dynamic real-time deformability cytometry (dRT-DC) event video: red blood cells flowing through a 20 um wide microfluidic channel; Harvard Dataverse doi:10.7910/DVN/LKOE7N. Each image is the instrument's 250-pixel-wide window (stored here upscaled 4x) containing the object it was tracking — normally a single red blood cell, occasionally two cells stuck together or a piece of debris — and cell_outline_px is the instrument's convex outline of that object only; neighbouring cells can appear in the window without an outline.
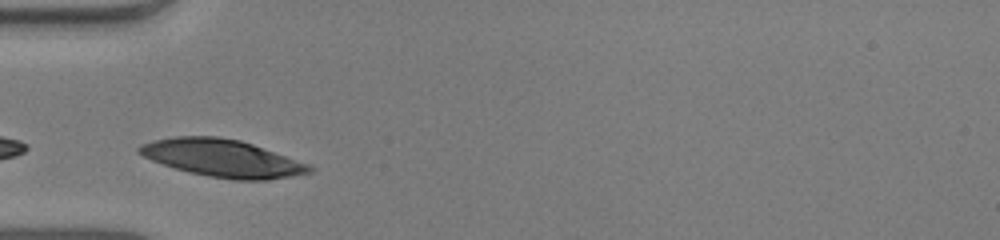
{"species": "human", "species_latin": "Homo sapiens", "temperature_condition": "warm", "stored_images_in_passage": 22, "camera_frame_rate_fps": 3000, "um_per_image_px": 0.085, "donor": {"sex": "male"}, "frame": {"image": 1, "passage_image": 1, "time_ms": 0.0, "image_size_px": [1000, 240], "cell_outline_px": [[312, 172], [292, 176], [268, 180], [232, 180], [208, 176], [188, 172], [152, 160], [136, 152], [136, 148], [140, 144], [156, 140], [176, 136], [220, 136], [240, 140], [252, 144], [308, 164], [312, 168]], "centroid_in_image_um": [18.87, 13.44], "position_along_channel_um": 66.1, "area_um2": 36.88}}
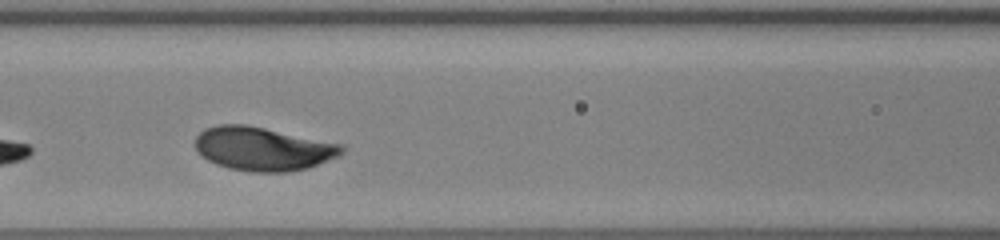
{"frame": {"image": 2, "passage_image": 7, "time_ms": 2.0, "image_size_px": [1000, 240], "cell_outline_px": [[344, 152], [340, 156], [308, 168], [288, 172], [252, 172], [228, 168], [216, 164], [200, 156], [196, 152], [196, 136], [204, 128], [216, 124], [244, 124], [344, 144]], "centroid_in_image_um": [22.35, 12.65], "position_along_channel_um": 144.3, "area_um2": 37.57}}
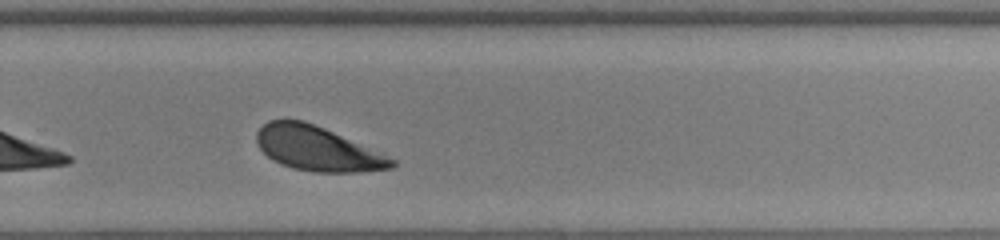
{"frame": {"image": 3, "passage_image": 19, "time_ms": 6.0, "image_size_px": [1000, 240], "cell_outline_px": [[396, 164], [392, 168], [360, 172], [312, 172], [292, 168], [280, 164], [272, 160], [256, 144], [256, 132], [268, 120], [304, 120], [324, 128], [396, 160]], "centroid_in_image_um": [26.93, 12.64], "position_along_channel_um": 302.9, "area_um2": 34.68}}